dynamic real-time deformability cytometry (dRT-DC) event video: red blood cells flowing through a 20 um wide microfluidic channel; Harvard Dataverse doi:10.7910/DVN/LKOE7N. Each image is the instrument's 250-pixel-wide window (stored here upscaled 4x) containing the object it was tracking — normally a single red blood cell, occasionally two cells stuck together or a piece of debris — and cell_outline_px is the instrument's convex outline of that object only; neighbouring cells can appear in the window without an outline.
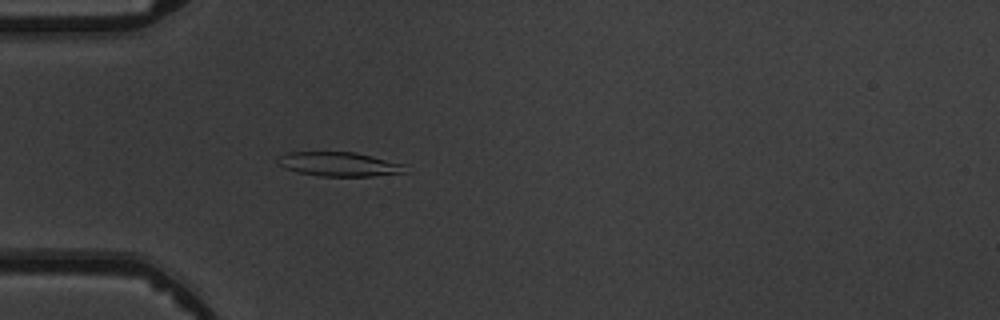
{"species": "common noctule bat (a hibernating species)", "species_latin": "Nyctalus noctula", "temperature_condition": "warm", "stored_images_in_passage": 3, "camera_frame_rate_fps": 3000, "um_per_image_px": 0.085, "animal": {"sex": "male", "body_mass_g": 19.5, "forearm_length_mm": 54.6}, "frame": {"image": 1, "passage_image": 3, "time_ms": 3.333, "image_size_px": [1000, 320], "cell_outline_px": [[408, 164], [404, 172], [372, 176], [320, 176], [296, 172], [284, 168], [276, 164], [276, 156], [288, 152], [352, 152], [372, 156]], "centroid_in_image_um": [28.77, 13.95], "position_along_channel_um": 56.2, "area_um2": 18.21}}